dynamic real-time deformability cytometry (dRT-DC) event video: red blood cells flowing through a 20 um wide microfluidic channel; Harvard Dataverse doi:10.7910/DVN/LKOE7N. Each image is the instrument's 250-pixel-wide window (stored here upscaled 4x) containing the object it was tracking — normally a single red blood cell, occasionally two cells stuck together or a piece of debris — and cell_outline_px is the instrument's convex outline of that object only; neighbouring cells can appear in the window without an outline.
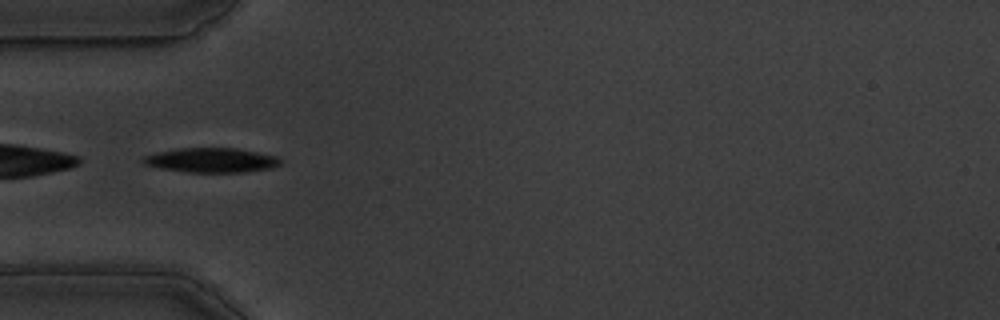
{"species": "common noctule bat (a hibernating species)", "species_latin": "Nyctalus noctula", "temperature_condition": "warm", "stored_images_in_passage": 40, "camera_frame_rate_fps": 3000, "um_per_image_px": 0.085, "animal": {"sex": "male", "body_mass_g": 19.5, "forearm_length_mm": 54.6}, "frame": {"image": 1, "passage_image": 1, "time_ms": 0.0, "image_size_px": [1000, 320], "cell_outline_px": [[280, 164], [272, 168], [244, 172], [188, 172], [160, 168], [144, 164], [140, 160], [144, 156], [156, 152], [180, 148], [236, 148], [276, 156], [280, 160]], "centroid_in_image_um": [17.93, 13.61], "position_along_channel_um": 67.1, "area_um2": 19.54}}
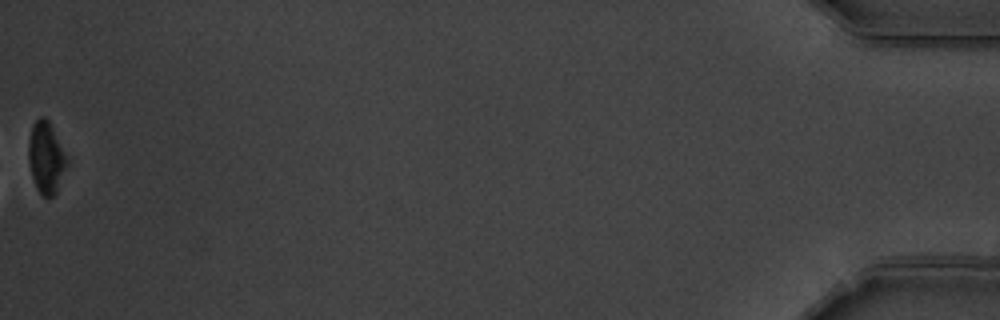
{"frame": {"image": 2, "passage_image": 40, "time_ms": 13.0, "image_size_px": [1000, 320], "cell_outline_px": [[68, 164], [56, 192], [52, 196], [44, 196], [36, 188], [32, 176], [28, 160], [28, 140], [32, 124], [40, 116], [44, 116], [48, 120], [68, 160]], "centroid_in_image_um": [3.89, 13.38], "position_along_channel_um": 431.3, "area_um2": 15.84}, "authors_computed_cell_mechanics": {"area_um2": 20.1722, "velocity_mm_per_s": 3.5725, "shape_relaxation_time_tau1_ms": 2.2802, "shape_relaxation_time_tau2_ms": 7.1171, "deformation_change_tau1": 0.1364, "deformation_change_tau2": 0.1404}}